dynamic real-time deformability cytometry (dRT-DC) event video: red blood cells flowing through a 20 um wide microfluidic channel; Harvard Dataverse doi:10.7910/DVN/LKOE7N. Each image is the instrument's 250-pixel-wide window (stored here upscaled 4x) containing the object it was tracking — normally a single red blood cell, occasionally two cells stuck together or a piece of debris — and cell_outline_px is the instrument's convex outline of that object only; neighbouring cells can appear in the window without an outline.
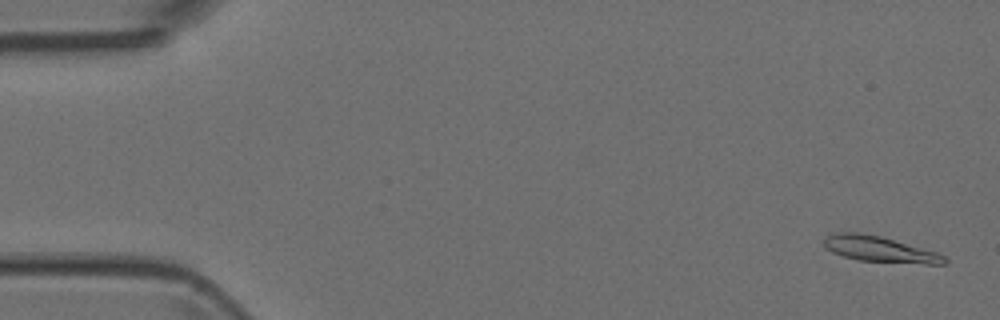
{"species": "Egyptian fruit bat (a non-hibernating species)", "species_latin": "Rousettus aegyptiacus", "temperature_condition": "room temperature", "stored_images_in_passage": 6, "camera_frame_rate_fps": 3000, "um_per_image_px": 0.085, "animal": {"sex": "female"}, "frame": {"image": 1, "passage_image": 1, "time_ms": 0.0, "image_size_px": [1000, 320], "cell_outline_px": [[948, 264], [924, 264], [860, 260], [844, 256], [832, 252], [824, 244], [824, 236], [840, 232], [856, 232], [880, 236], [936, 252], [944, 256], [948, 260]], "centroid_in_image_um": [74.79, 21.19], "position_along_channel_um": 10.2, "area_um2": 17.8}}
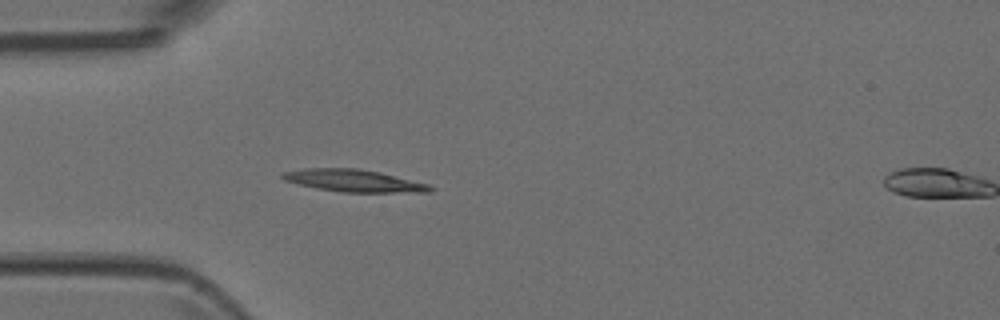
{"frame": {"image": 2, "passage_image": 5, "time_ms": 1.333, "image_size_px": [1000, 320], "cell_outline_px": [[436, 188], [432, 192], [340, 192], [316, 188], [284, 180], [280, 176], [280, 172], [304, 168], [360, 168], [380, 172], [428, 184]], "centroid_in_image_um": [30.06, 15.35], "position_along_channel_um": 54.9, "area_um2": 19.25}}